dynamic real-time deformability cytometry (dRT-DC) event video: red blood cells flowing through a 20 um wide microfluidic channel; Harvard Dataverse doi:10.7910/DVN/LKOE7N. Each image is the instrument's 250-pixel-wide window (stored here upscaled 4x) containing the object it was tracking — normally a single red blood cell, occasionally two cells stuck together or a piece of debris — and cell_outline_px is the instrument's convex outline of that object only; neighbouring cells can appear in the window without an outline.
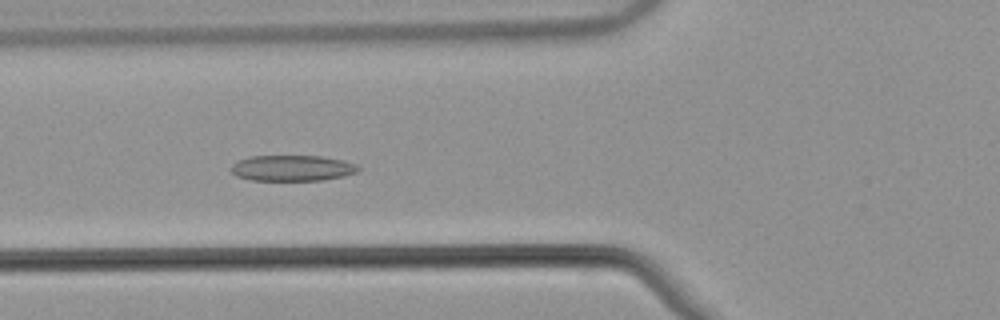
{"species": "common noctule bat (a hibernating species)", "species_latin": "Nyctalus noctula", "temperature_condition": "warm", "stored_images_in_passage": 51, "camera_frame_rate_fps": 3000, "um_per_image_px": 0.085, "animal": {"sex": "male", "body_mass_g": 21.5, "forearm_length_mm": 52.0}, "frame": {"image": 1, "passage_image": 17, "time_ms": 5.333, "image_size_px": [1000, 320], "cell_outline_px": [[360, 168], [356, 172], [344, 176], [324, 180], [248, 180], [236, 176], [232, 172], [232, 164], [240, 160], [252, 156], [320, 156], [344, 160], [356, 164]], "centroid_in_image_um": [24.86, 14.29], "position_along_channel_um": 100.9, "area_um2": 19.07}}
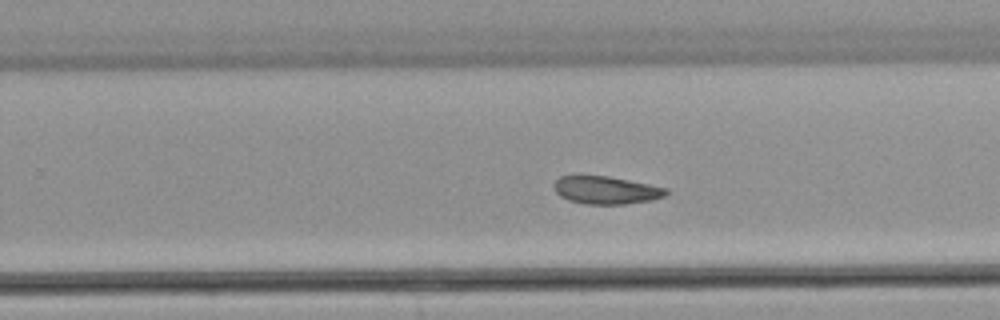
{"frame": {"image": 2, "passage_image": 31, "time_ms": 10.0, "image_size_px": [1000, 320], "cell_outline_px": [[668, 192], [664, 196], [652, 200], [624, 204], [584, 204], [568, 200], [560, 196], [556, 192], [552, 184], [560, 176], [608, 176], [668, 188]], "centroid_in_image_um": [51.5, 16.17], "position_along_channel_um": 278.3, "area_um2": 18.09}}
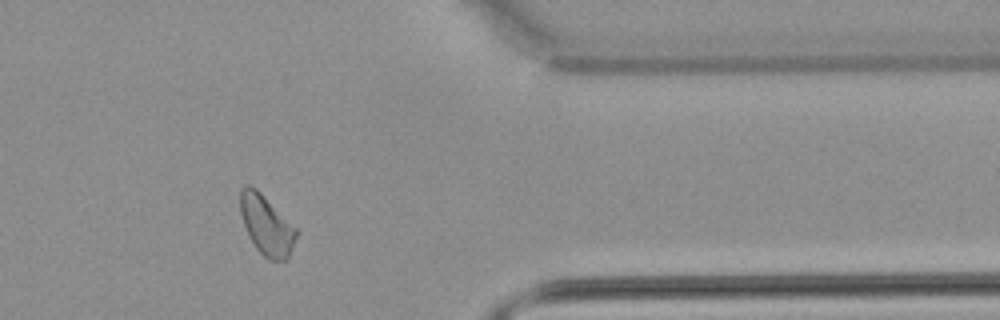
{"frame": {"image": 3, "passage_image": 41, "time_ms": 13.333, "image_size_px": [1000, 320], "cell_outline_px": [[296, 236], [288, 260], [268, 260], [256, 248], [244, 224], [240, 212], [240, 188], [248, 184], [256, 188], [296, 228]], "centroid_in_image_um": [22.64, 19.13], "position_along_channel_um": 388.8, "area_um2": 19.07}, "authors_computed_cell_mechanics": {"area_um2": 19.4208, "velocity_mm_per_s": 3.7993, "shape_relaxation_time_tau1_ms": null, "shape_relaxation_time_tau2_ms": 6.0611, "deformation_change_tau1": null, "deformation_change_tau2": 0.1211}}